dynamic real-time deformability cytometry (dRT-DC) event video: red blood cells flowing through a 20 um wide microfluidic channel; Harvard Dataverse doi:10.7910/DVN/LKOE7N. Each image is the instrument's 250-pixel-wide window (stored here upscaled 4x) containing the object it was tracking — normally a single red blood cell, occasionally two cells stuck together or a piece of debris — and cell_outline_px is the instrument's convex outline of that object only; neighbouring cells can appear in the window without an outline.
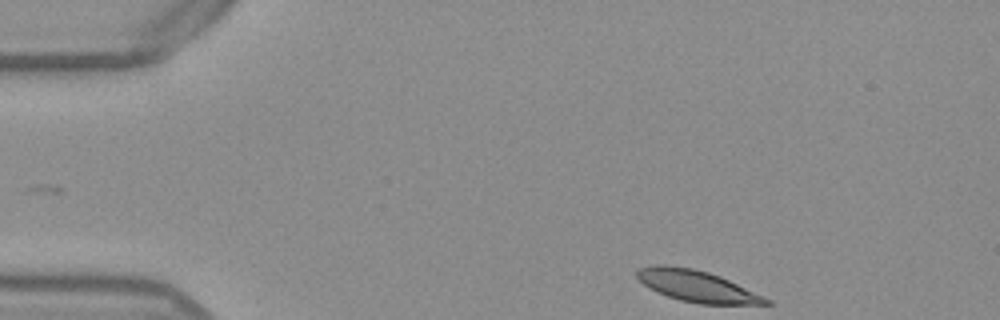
{"species": "Egyptian fruit bat (a non-hibernating species)", "species_latin": "Rousettus aegyptiacus", "temperature_condition": "warm", "stored_images_in_passage": 46, "camera_frame_rate_fps": 3000, "um_per_image_px": 0.085, "frame": {"image": 1, "passage_image": 1, "time_ms": 0.0, "image_size_px": [1000, 320], "cell_outline_px": [[772, 304], [700, 304], [680, 300], [656, 292], [644, 284], [636, 276], [636, 272], [640, 268], [660, 264], [664, 264], [692, 268], [708, 272], [720, 276], [764, 296], [772, 300]], "centroid_in_image_um": [59.25, 24.32], "position_along_channel_um": 25.7, "area_um2": 23.47}}
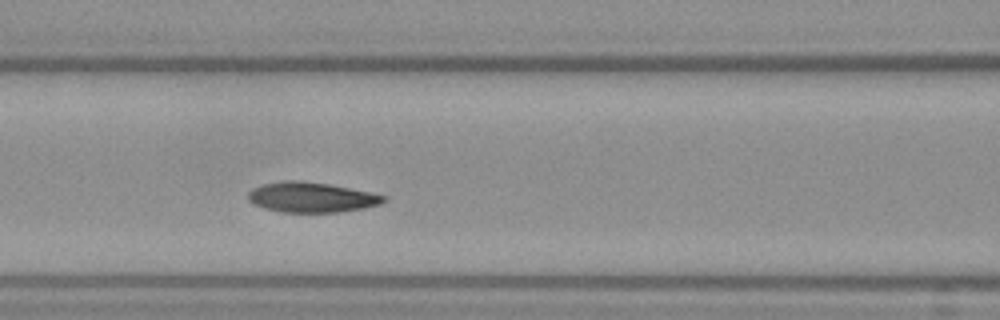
{"frame": {"image": 2, "passage_image": 16, "time_ms": 5.0, "image_size_px": [1000, 320], "cell_outline_px": [[388, 200], [380, 204], [364, 208], [340, 212], [280, 212], [264, 208], [252, 204], [248, 200], [248, 192], [252, 188], [264, 184], [284, 180], [304, 180], [328, 184], [372, 192], [388, 196]], "centroid_in_image_um": [26.49, 16.76], "position_along_channel_um": 140.1, "area_um2": 24.1}}
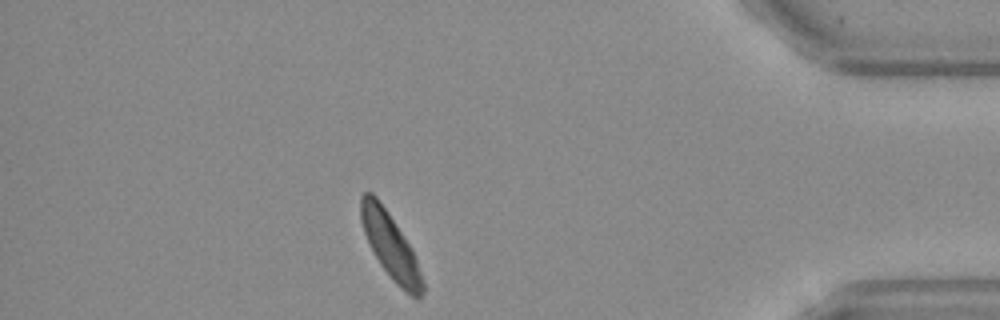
{"frame": {"image": 3, "passage_image": 40, "time_ms": 13.0, "image_size_px": [1000, 320], "cell_outline_px": [[424, 292], [420, 296], [412, 296], [396, 284], [380, 264], [364, 232], [360, 220], [360, 196], [364, 192], [372, 192], [376, 196], [388, 212], [412, 248], [424, 284]], "centroid_in_image_um": [33.17, 20.85], "position_along_channel_um": 402.0, "area_um2": 23.06}, "authors_computed_cell_mechanics": {"area_um2": 23.987, "velocity_mm_per_s": 3.7957, "shape_relaxation_time_tau1_ms": 2.0642, "shape_relaxation_time_tau2_ms": 2.5373, "deformation_change_tau1": 0.1051, "deformation_change_tau2": 0.0699}}